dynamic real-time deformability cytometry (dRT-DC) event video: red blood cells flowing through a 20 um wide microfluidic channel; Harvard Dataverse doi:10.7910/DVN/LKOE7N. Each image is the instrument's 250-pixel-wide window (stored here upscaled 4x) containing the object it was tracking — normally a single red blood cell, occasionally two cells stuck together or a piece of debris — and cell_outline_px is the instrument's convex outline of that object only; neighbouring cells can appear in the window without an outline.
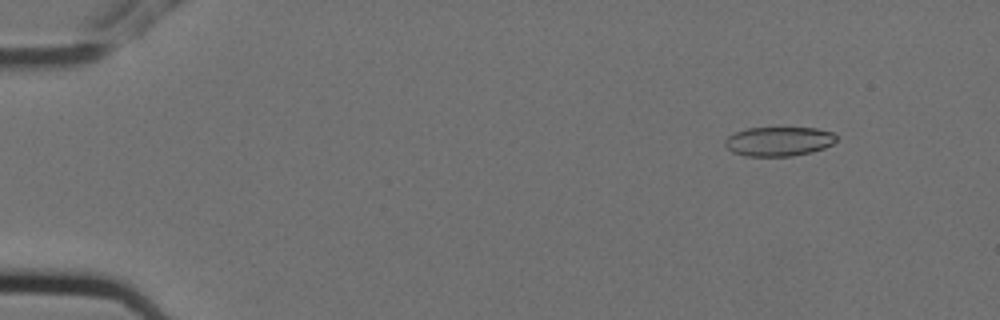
{"species": "Egyptian fruit bat (a non-hibernating species)", "species_latin": "Rousettus aegyptiacus", "temperature_condition": "cold", "stored_images_in_passage": 4, "camera_frame_rate_fps": 3000, "um_per_image_px": 0.085, "animal": {"sex": "female"}, "frame": {"image": 1, "passage_image": 1, "time_ms": 0.0, "image_size_px": [1000, 320], "cell_outline_px": [[836, 140], [832, 144], [824, 148], [812, 152], [792, 156], [744, 156], [732, 152], [724, 144], [724, 140], [728, 136], [736, 132], [748, 128], [816, 128], [832, 132], [836, 136]], "centroid_in_image_um": [66.18, 12.02], "position_along_channel_um": 18.8, "area_um2": 19.02}}
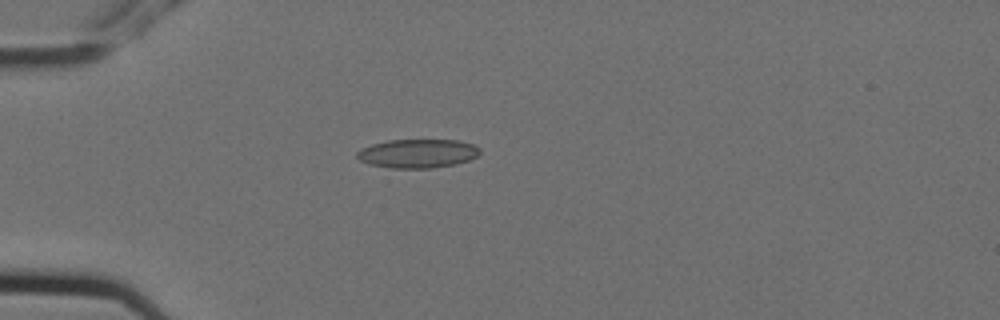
{"frame": {"image": 2, "passage_image": 4, "time_ms": 1.0, "image_size_px": [1000, 320], "cell_outline_px": [[480, 152], [476, 156], [468, 160], [456, 164], [432, 168], [392, 168], [368, 164], [360, 160], [356, 156], [356, 152], [360, 148], [372, 144], [388, 140], [460, 140], [472, 144], [480, 148]], "centroid_in_image_um": [35.48, 13.04], "position_along_channel_um": 49.5, "area_um2": 20.69}}